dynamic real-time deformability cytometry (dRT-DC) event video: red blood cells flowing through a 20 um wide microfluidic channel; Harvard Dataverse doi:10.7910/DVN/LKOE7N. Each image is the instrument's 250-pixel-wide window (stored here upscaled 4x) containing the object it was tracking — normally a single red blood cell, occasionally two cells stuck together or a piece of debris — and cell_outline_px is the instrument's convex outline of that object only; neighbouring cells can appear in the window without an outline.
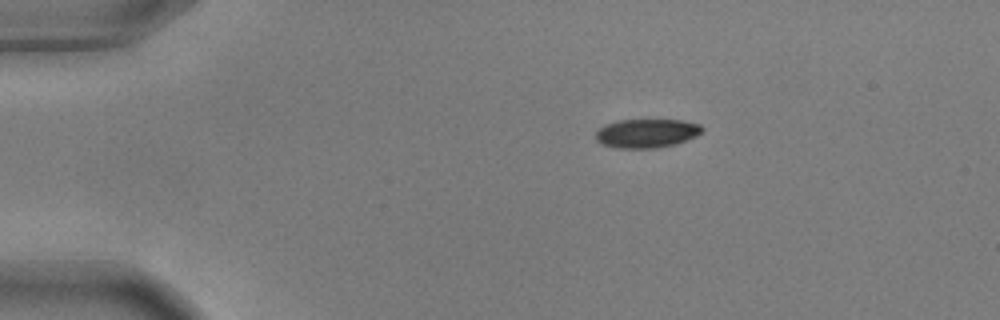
{"species": "common noctule bat (a hibernating species)", "species_latin": "Nyctalus noctula", "temperature_condition": "warm", "stored_images_in_passage": 46, "camera_frame_rate_fps": 3000, "um_per_image_px": 0.085, "animal": {"sex": "male", "body_mass_g": 17.9, "forearm_length_mm": 54.2}, "frame": {"image": 1, "passage_image": 1, "time_ms": 0.0, "image_size_px": [1000, 320], "cell_outline_px": [[704, 128], [696, 136], [676, 144], [656, 148], [616, 148], [600, 144], [596, 140], [596, 128], [604, 124], [616, 120], [680, 120], [700, 124]], "centroid_in_image_um": [54.91, 11.33], "position_along_channel_um": 30.1, "area_um2": 18.09}}
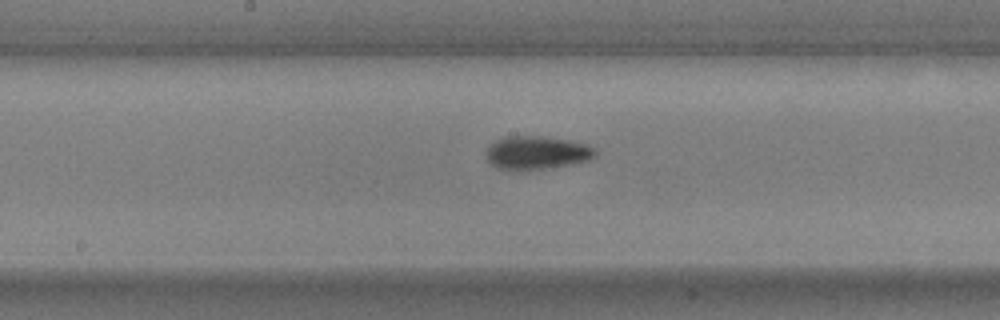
{"frame": {"image": 2, "passage_image": 20, "time_ms": 6.333, "image_size_px": [1000, 320], "cell_outline_px": [[596, 156], [588, 160], [568, 164], [544, 168], [500, 168], [488, 164], [484, 156], [484, 152], [496, 140], [504, 136], [544, 136], [568, 140], [584, 144], [596, 148]], "centroid_in_image_um": [45.58, 12.95], "position_along_channel_um": 202.6, "area_um2": 20.81}}
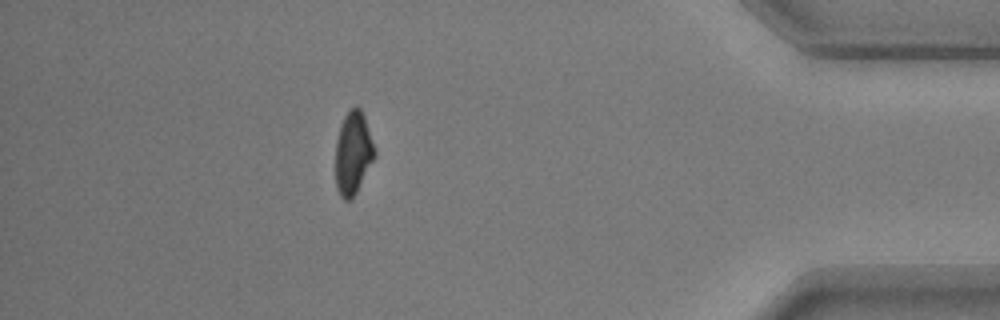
{"frame": {"image": 3, "passage_image": 40, "time_ms": 13.0, "image_size_px": [1000, 320], "cell_outline_px": [[376, 156], [352, 200], [344, 200], [340, 196], [336, 188], [336, 140], [340, 124], [348, 108], [356, 104], [360, 108], [364, 116], [376, 152]], "centroid_in_image_um": [30.0, 12.99], "position_along_channel_um": 405.2, "area_um2": 19.13}, "authors_computed_cell_mechanics": {"area_um2": 19.2763, "velocity_mm_per_s": 3.6666, "shape_relaxation_time_tau1_ms": 2.9856, "shape_relaxation_time_tau2_ms": 4.4474, "deformation_change_tau1": 0.136, "deformation_change_tau2": 0.0888}}